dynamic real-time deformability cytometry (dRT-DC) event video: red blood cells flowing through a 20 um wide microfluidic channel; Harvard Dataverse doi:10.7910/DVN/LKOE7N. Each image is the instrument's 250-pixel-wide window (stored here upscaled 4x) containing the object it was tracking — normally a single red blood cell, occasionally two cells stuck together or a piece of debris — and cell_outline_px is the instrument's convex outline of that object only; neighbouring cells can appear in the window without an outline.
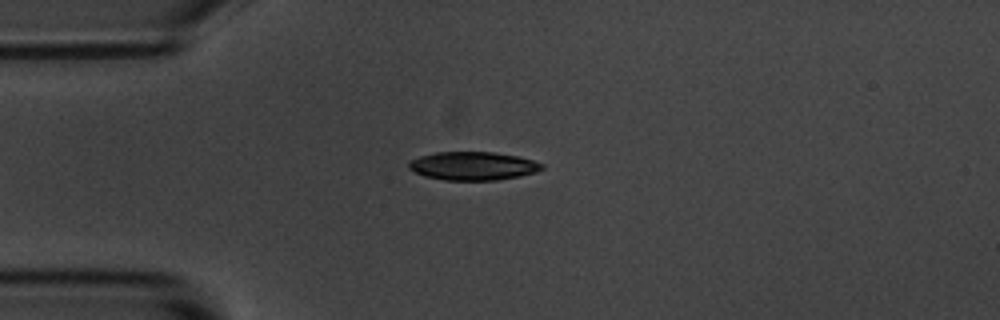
{"species": "common noctule bat (a hibernating species)", "species_latin": "Nyctalus noctula", "temperature_condition": "room temperature", "stored_images_in_passage": 4, "camera_frame_rate_fps": 3000, "um_per_image_px": 0.085, "animal": {"sex": "male", "body_mass_g": 20.1, "forearm_length_mm": 53.5}, "frame": {"image": 1, "passage_image": 1, "time_ms": 0.0, "image_size_px": [1000, 320], "cell_outline_px": [[544, 168], [536, 172], [520, 176], [496, 180], [444, 180], [424, 176], [408, 168], [408, 164], [412, 160], [420, 156], [436, 152], [492, 152], [516, 156], [532, 160], [544, 164]], "centroid_in_image_um": [40.21, 14.11], "position_along_channel_um": 44.8, "area_um2": 21.91}}
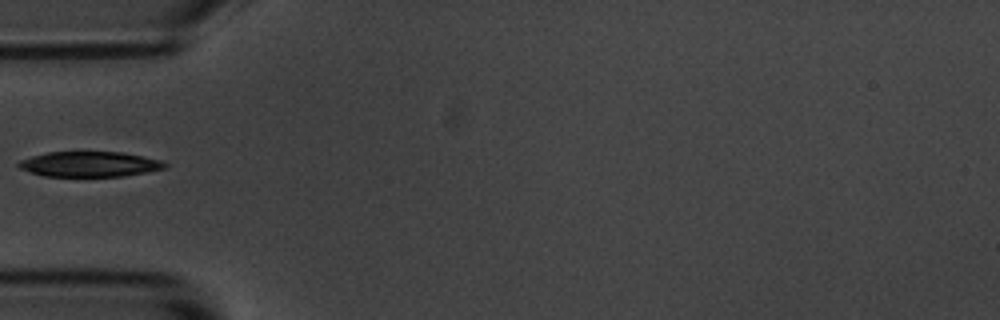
{"frame": {"image": 2, "passage_image": 2, "time_ms": 1.333, "image_size_px": [1000, 320], "cell_outline_px": [[168, 164], [164, 168], [124, 176], [44, 176], [20, 168], [16, 164], [20, 160], [32, 156], [48, 152], [120, 152], [160, 160]], "centroid_in_image_um": [7.58, 13.95], "position_along_channel_um": 77.4, "area_um2": 21.15}}
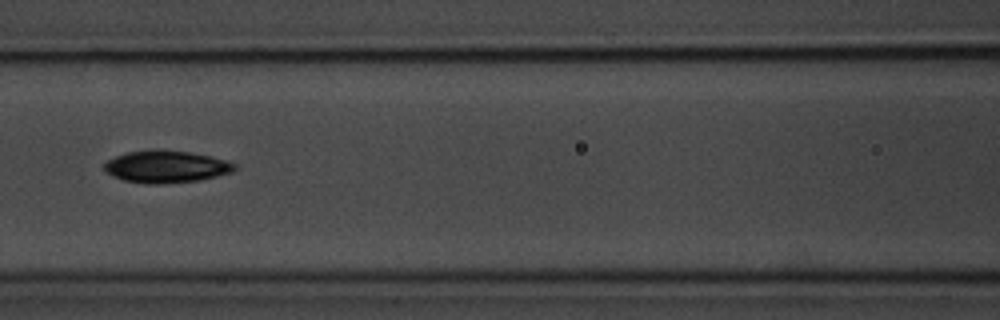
{"frame": {"image": 3, "passage_image": 4, "time_ms": 3.333, "image_size_px": [1000, 320], "cell_outline_px": [[236, 168], [232, 172], [200, 180], [156, 184], [148, 184], [124, 180], [112, 176], [104, 172], [104, 164], [108, 160], [116, 156], [128, 152], [152, 148], [160, 148], [188, 152], [208, 156], [224, 160], [236, 164]], "centroid_in_image_um": [14.07, 14.15], "position_along_channel_um": 152.5, "area_um2": 24.51}}